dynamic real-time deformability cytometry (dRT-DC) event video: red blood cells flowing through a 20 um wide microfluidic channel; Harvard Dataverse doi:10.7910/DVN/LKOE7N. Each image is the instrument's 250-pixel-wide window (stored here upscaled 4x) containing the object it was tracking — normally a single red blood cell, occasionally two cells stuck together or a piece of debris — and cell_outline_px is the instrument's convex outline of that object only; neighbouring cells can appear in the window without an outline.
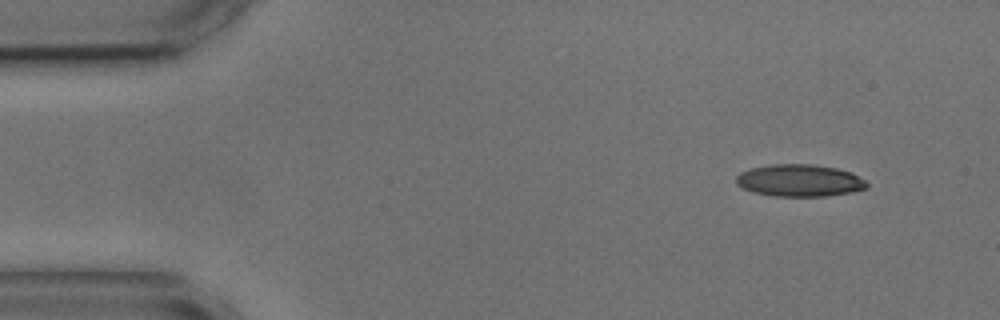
{"species": "common noctule bat (a hibernating species)", "species_latin": "Nyctalus noctula", "temperature_condition": "cold", "stored_images_in_passage": 51, "camera_frame_rate_fps": 3000, "um_per_image_px": 0.085, "animal": {"sex": "male", "body_mass_g": 17.9, "forearm_length_mm": 54.2}, "frame": {"image": 1, "passage_image": 1, "time_ms": 0.0, "image_size_px": [1000, 320], "cell_outline_px": [[868, 188], [852, 192], [824, 196], [772, 196], [752, 192], [736, 184], [736, 176], [740, 172], [748, 168], [772, 164], [812, 164], [836, 168], [852, 172], [864, 180], [868, 184]], "centroid_in_image_um": [67.94, 15.34], "position_along_channel_um": 17.1, "area_um2": 24.62}}
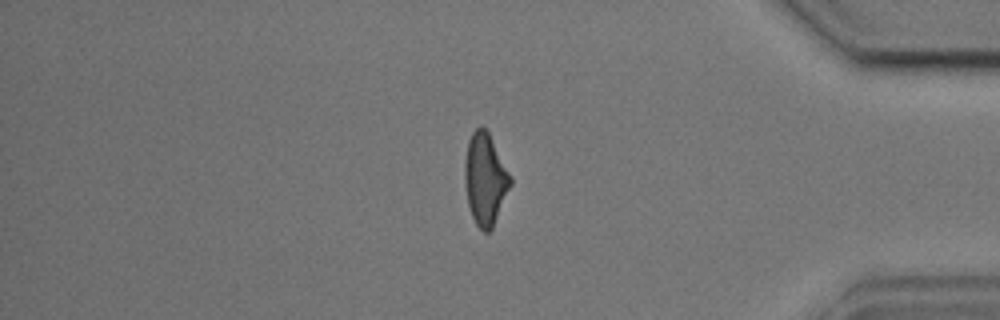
{"frame": {"image": 2, "passage_image": 42, "time_ms": 13.667, "image_size_px": [1000, 320], "cell_outline_px": [[512, 184], [492, 228], [488, 232], [484, 232], [476, 224], [472, 216], [468, 204], [464, 184], [464, 160], [468, 140], [472, 132], [480, 124], [488, 132], [512, 176]], "centroid_in_image_um": [41.23, 15.2], "position_along_channel_um": 394.0, "area_um2": 24.57}}
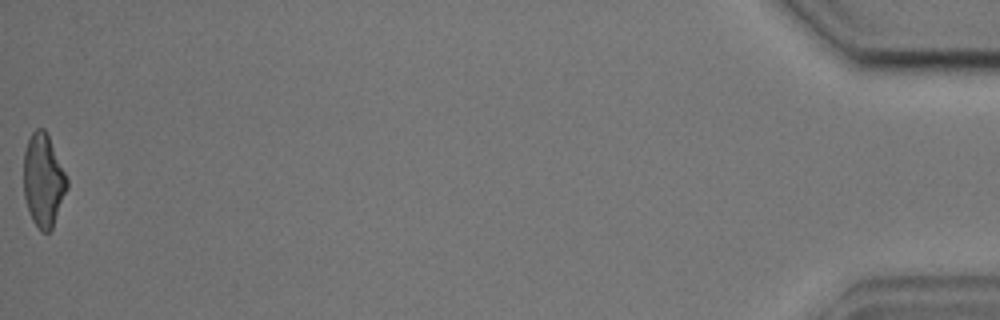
{"frame": {"image": 3, "passage_image": 51, "time_ms": 16.667, "image_size_px": [1000, 320], "cell_outline_px": [[68, 188], [52, 228], [48, 232], [40, 232], [32, 220], [24, 196], [24, 152], [28, 140], [32, 132], [36, 128], [44, 128], [48, 136], [68, 180]], "centroid_in_image_um": [3.68, 15.35], "position_along_channel_um": 431.5, "area_um2": 23.24}, "authors_computed_cell_mechanics": {"area_um2": 24.7962, "velocity_mm_per_s": 3.6065, "shape_relaxation_time_tau1_ms": 6.9112, "shape_relaxation_time_tau2_ms": 1.5267, "deformation_change_tau1": 0.1681, "deformation_change_tau2": 0.115}}